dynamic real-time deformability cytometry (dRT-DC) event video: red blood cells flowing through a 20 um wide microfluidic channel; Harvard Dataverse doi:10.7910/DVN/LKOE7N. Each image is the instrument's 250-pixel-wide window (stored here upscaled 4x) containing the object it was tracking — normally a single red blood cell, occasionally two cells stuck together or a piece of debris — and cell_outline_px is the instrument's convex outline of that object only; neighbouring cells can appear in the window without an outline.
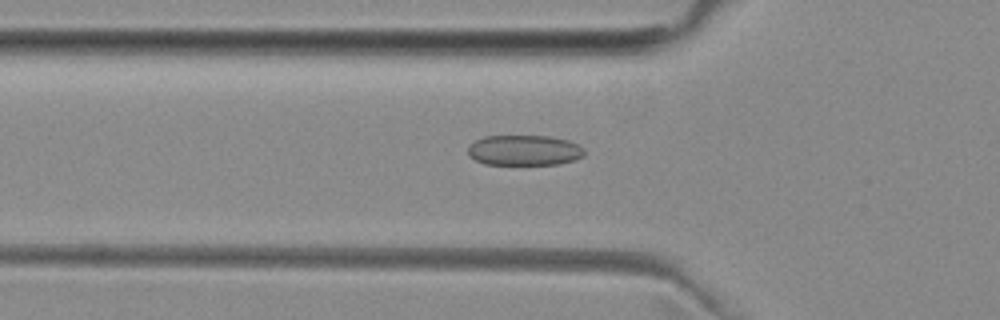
{"species": "common noctule bat (a hibernating species)", "species_latin": "Nyctalus noctula", "temperature_condition": "room temperature", "stored_images_in_passage": 39, "camera_frame_rate_fps": 3000, "um_per_image_px": 0.085, "animal": {"sex": "female", "body_mass_g": 29.2, "forearm_length_mm": 56.3}, "frame": {"image": 1, "passage_image": 5, "time_ms": 1.333, "image_size_px": [1000, 320], "cell_outline_px": [[584, 156], [576, 160], [560, 164], [484, 164], [468, 156], [468, 144], [484, 136], [548, 136], [568, 140], [580, 144], [584, 148]], "centroid_in_image_um": [44.58, 12.77], "position_along_channel_um": 81.2, "area_um2": 20.87}}
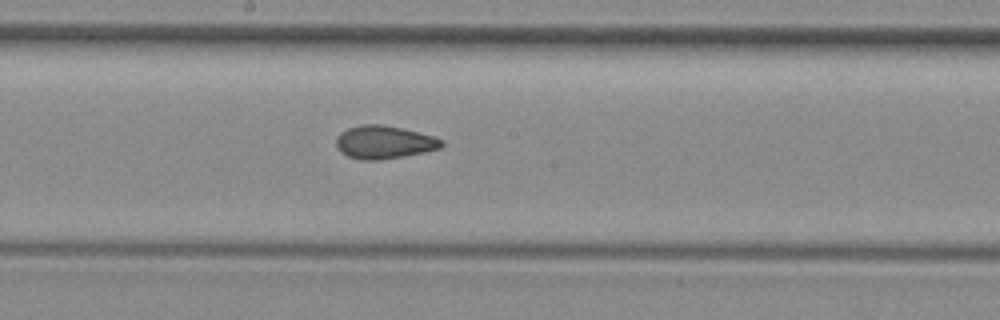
{"frame": {"image": 2, "passage_image": 15, "time_ms": 4.667, "image_size_px": [1000, 320], "cell_outline_px": [[444, 144], [440, 148], [424, 152], [404, 156], [376, 160], [360, 160], [348, 156], [340, 152], [336, 148], [336, 136], [340, 132], [348, 128], [360, 124], [380, 124], [400, 128], [436, 136], [444, 140]], "centroid_in_image_um": [32.63, 12.08], "position_along_channel_um": 215.6, "area_um2": 20.46}}
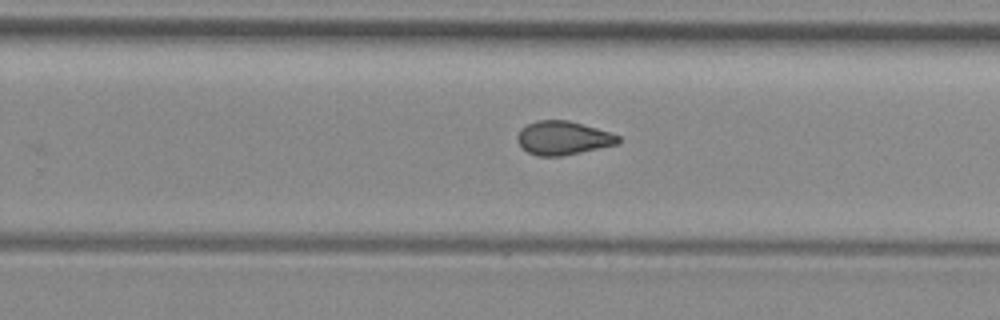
{"frame": {"image": 3, "passage_image": 20, "time_ms": 6.333, "image_size_px": [1000, 320], "cell_outline_px": [[620, 144], [560, 156], [536, 156], [528, 152], [516, 140], [516, 136], [528, 124], [536, 120], [568, 120], [596, 128], [620, 136]], "centroid_in_image_um": [47.87, 11.73], "position_along_channel_um": 281.9, "area_um2": 19.59}}